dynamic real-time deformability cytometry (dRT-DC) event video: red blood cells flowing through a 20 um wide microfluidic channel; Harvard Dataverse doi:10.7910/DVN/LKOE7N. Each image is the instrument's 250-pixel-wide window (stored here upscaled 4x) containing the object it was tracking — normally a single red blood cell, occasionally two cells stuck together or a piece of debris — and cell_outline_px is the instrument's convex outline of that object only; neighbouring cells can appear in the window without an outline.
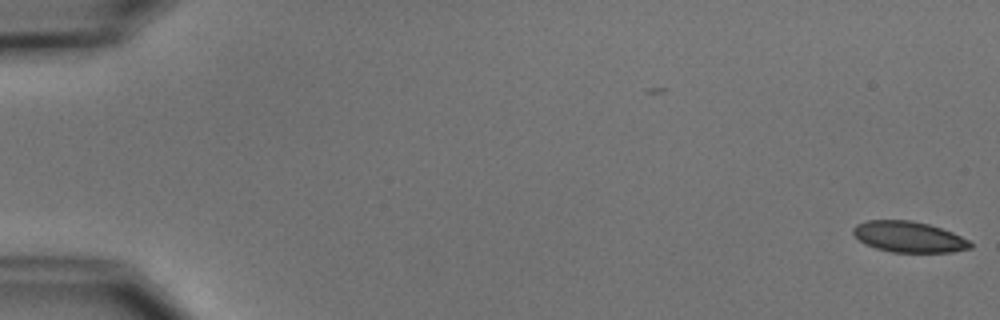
{"species": "common noctule bat (a hibernating species)", "species_latin": "Nyctalus noctula", "temperature_condition": "cold", "stored_images_in_passage": 54, "camera_frame_rate_fps": 3000, "um_per_image_px": 0.085, "animal": {"sex": "male", "body_mass_g": 15.6}, "frame": {"image": 1, "passage_image": 1, "time_ms": 0.0, "image_size_px": [1000, 320], "cell_outline_px": [[972, 248], [952, 252], [892, 252], [876, 248], [864, 244], [852, 232], [852, 228], [856, 224], [868, 220], [912, 220], [928, 224], [952, 232], [968, 240], [972, 244]], "centroid_in_image_um": [77.23, 20.13], "position_along_channel_um": 7.8, "area_um2": 21.04}}
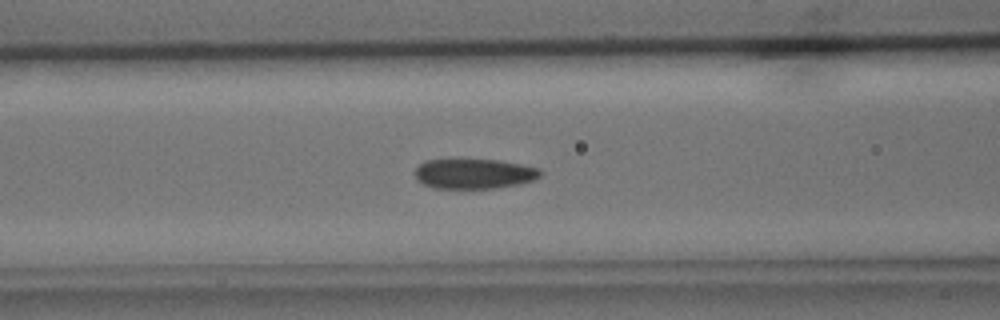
{"frame": {"image": 2, "passage_image": 23, "time_ms": 7.333, "image_size_px": [1000, 320], "cell_outline_px": [[544, 172], [540, 176], [532, 180], [516, 184], [496, 188], [432, 188], [416, 180], [416, 168], [424, 160], [452, 156], [456, 156], [500, 160], [540, 168]], "centroid_in_image_um": [40.24, 14.7], "position_along_channel_um": 126.4, "area_um2": 22.95}}
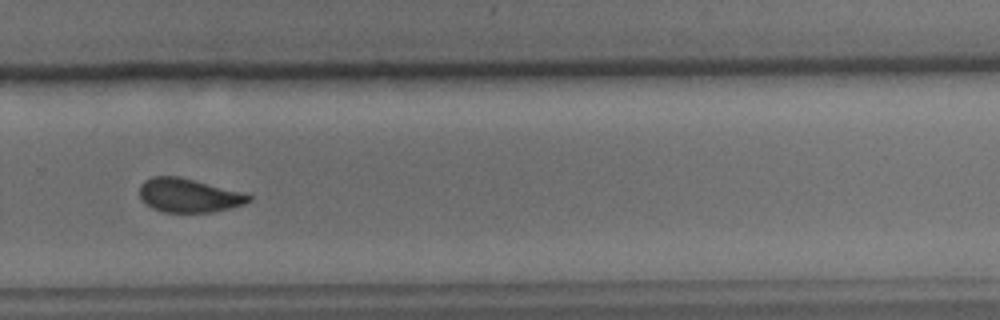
{"frame": {"image": 3, "passage_image": 38, "time_ms": 12.333, "image_size_px": [1000, 320], "cell_outline_px": [[252, 200], [244, 204], [212, 212], [164, 212], [152, 208], [140, 200], [140, 184], [144, 180], [152, 176], [180, 176], [248, 192], [252, 196]], "centroid_in_image_um": [16.08, 16.59], "position_along_channel_um": 313.7, "area_um2": 22.02}, "authors_computed_cell_mechanics": {"area_um2": 22.1663, "velocity_mm_per_s": 3.7514, "shape_relaxation_time_tau1_ms": 3.6692, "shape_relaxation_time_tau2_ms": 1.6167, "deformation_change_tau1": 0.1064, "deformation_change_tau2": 0.0477}}